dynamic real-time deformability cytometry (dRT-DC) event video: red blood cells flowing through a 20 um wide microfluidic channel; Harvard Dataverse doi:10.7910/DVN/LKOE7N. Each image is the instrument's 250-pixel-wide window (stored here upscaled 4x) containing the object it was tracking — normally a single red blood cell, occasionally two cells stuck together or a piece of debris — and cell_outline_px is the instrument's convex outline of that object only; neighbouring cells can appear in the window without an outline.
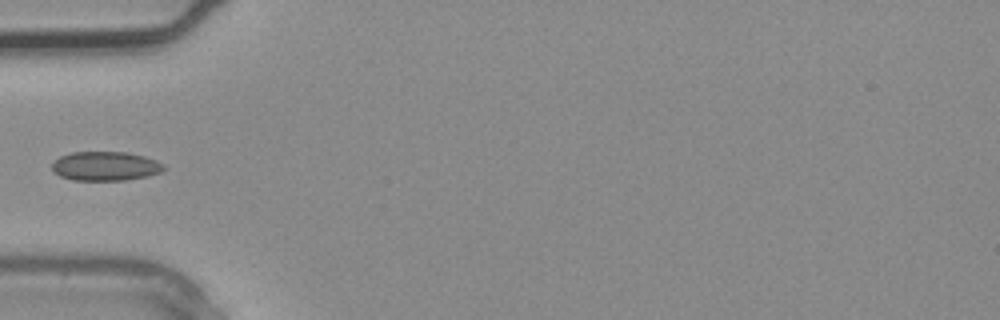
{"species": "common noctule bat (a hibernating species)", "species_latin": "Nyctalus noctula", "temperature_condition": "warm", "stored_images_in_passage": 3, "camera_frame_rate_fps": 3000, "um_per_image_px": 0.085, "animal": {"sex": "male", "body_mass_g": 20.4}, "frame": {"image": 1, "passage_image": 3, "time_ms": 0.667, "image_size_px": [1000, 320], "cell_outline_px": [[168, 168], [160, 172], [148, 176], [124, 180], [72, 180], [60, 176], [52, 172], [52, 164], [60, 156], [72, 152], [128, 152], [144, 156], [156, 160], [164, 164]], "centroid_in_image_um": [8.97, 14.12], "position_along_channel_um": 76.0, "area_um2": 19.13}}